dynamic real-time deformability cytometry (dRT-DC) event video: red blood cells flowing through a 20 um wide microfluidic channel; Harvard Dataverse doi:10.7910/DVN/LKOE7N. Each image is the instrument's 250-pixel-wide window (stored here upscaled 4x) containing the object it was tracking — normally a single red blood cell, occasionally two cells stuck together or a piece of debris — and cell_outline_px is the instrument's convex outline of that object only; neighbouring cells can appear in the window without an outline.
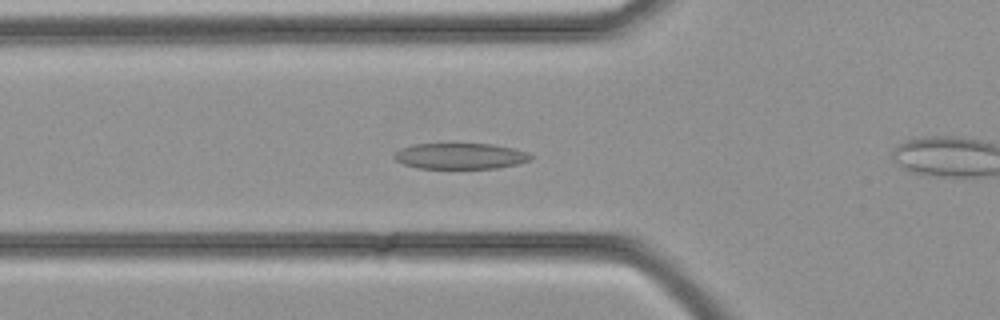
{"species": "common noctule bat (a hibernating species)", "species_latin": "Nyctalus noctula", "temperature_condition": "cold", "stored_images_in_passage": 32, "camera_frame_rate_fps": 3000, "um_per_image_px": 0.085, "animal": {"sex": "female", "body_mass_g": 21.9}, "frame": {"image": 1, "passage_image": 7, "time_ms": 2.0, "image_size_px": [1000, 320], "cell_outline_px": [[532, 160], [516, 164], [496, 168], [416, 168], [404, 164], [396, 160], [392, 156], [400, 148], [412, 144], [492, 144], [512, 148], [528, 152], [532, 156]], "centroid_in_image_um": [39.11, 13.26], "position_along_channel_um": 86.7, "area_um2": 20.58}}
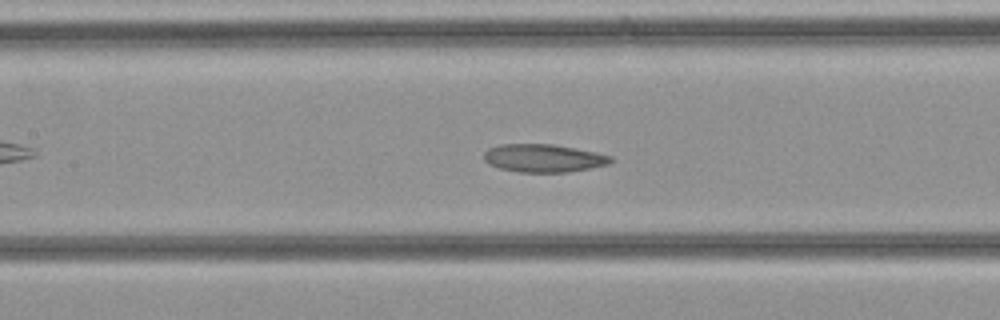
{"frame": {"image": 2, "passage_image": 11, "time_ms": 3.333, "image_size_px": [1000, 320], "cell_outline_px": [[612, 160], [608, 164], [568, 172], [520, 172], [500, 168], [488, 164], [484, 160], [484, 152], [488, 148], [500, 144], [552, 144], [576, 148], [596, 152], [612, 156]], "centroid_in_image_um": [46.17, 13.43], "position_along_channel_um": 161.2, "area_um2": 20.63}}
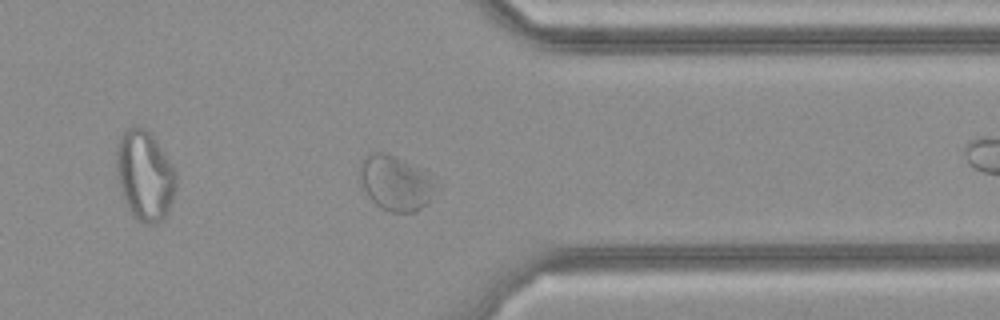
{"frame": {"image": 3, "passage_image": 23, "time_ms": 7.333, "image_size_px": [1000, 320], "cell_outline_px": [[432, 184], [428, 204], [416, 212], [392, 212], [376, 204], [368, 196], [360, 180], [360, 164], [364, 156], [376, 152], [384, 152], [424, 168]], "centroid_in_image_um": [33.57, 15.54], "position_along_channel_um": 377.8, "area_um2": 23.7}}